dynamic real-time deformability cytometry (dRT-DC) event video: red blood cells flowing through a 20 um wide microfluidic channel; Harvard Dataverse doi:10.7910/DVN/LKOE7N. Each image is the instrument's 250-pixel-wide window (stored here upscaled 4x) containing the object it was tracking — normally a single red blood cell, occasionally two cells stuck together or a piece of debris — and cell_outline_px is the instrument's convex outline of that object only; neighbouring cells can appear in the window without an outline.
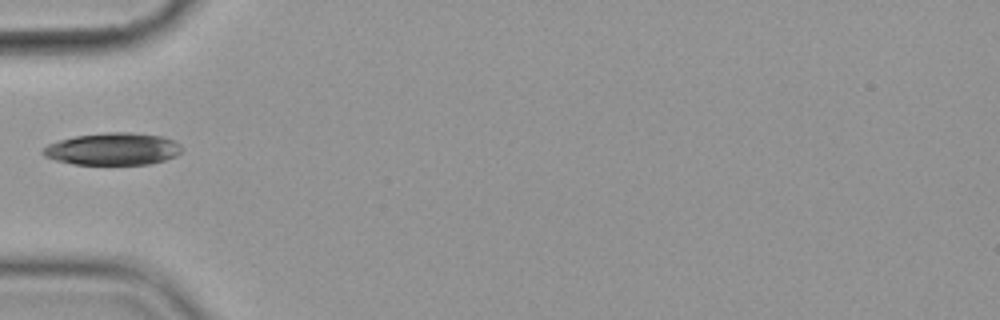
{"species": "common noctule bat (a hibernating species)", "species_latin": "Nyctalus noctula", "temperature_condition": "cold", "stored_images_in_passage": 4, "camera_frame_rate_fps": 3000, "um_per_image_px": 0.085, "animal": {"sex": "female", "body_mass_g": 19.9}, "frame": {"image": 1, "passage_image": 2, "time_ms": 1.333, "image_size_px": [1000, 320], "cell_outline_px": [[184, 148], [176, 156], [164, 160], [148, 164], [72, 164], [56, 160], [44, 156], [40, 152], [48, 144], [60, 140], [76, 136], [108, 132], [128, 132], [160, 136], [172, 140], [180, 144]], "centroid_in_image_um": [9.59, 12.66], "position_along_channel_um": 75.4, "area_um2": 25.89}}
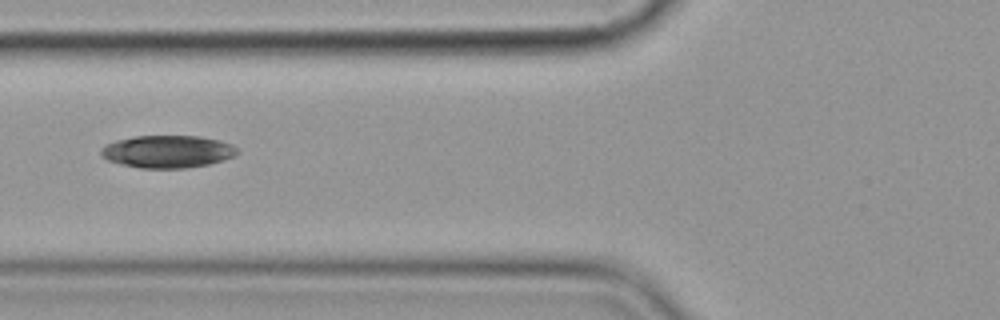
{"frame": {"image": 2, "passage_image": 3, "time_ms": 2.333, "image_size_px": [1000, 320], "cell_outline_px": [[240, 152], [236, 156], [208, 164], [184, 168], [140, 168], [120, 164], [108, 160], [100, 152], [100, 148], [104, 144], [116, 140], [136, 136], [200, 136], [220, 140], [232, 144]], "centroid_in_image_um": [14.25, 12.88], "position_along_channel_um": 111.6, "area_um2": 25.89}}
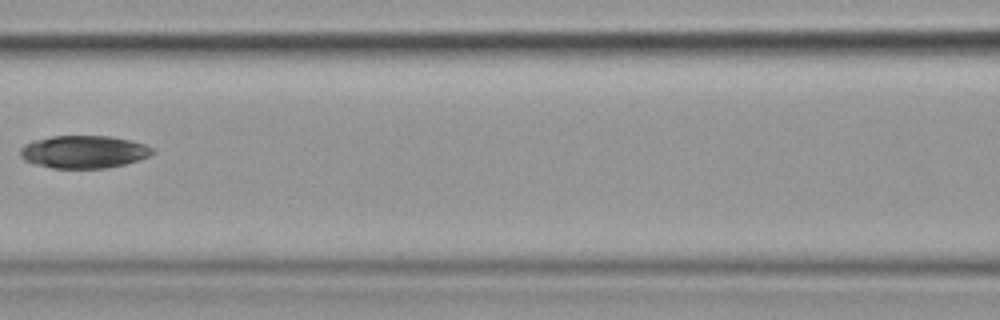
{"frame": {"image": 3, "passage_image": 4, "time_ms": 3.667, "image_size_px": [1000, 320], "cell_outline_px": [[152, 152], [148, 156], [124, 164], [104, 168], [52, 168], [36, 164], [24, 160], [20, 156], [20, 148], [24, 144], [32, 140], [52, 136], [108, 136], [132, 140], [144, 144], [152, 148]], "centroid_in_image_um": [7.06, 12.9], "position_along_channel_um": 159.5, "area_um2": 25.03}}